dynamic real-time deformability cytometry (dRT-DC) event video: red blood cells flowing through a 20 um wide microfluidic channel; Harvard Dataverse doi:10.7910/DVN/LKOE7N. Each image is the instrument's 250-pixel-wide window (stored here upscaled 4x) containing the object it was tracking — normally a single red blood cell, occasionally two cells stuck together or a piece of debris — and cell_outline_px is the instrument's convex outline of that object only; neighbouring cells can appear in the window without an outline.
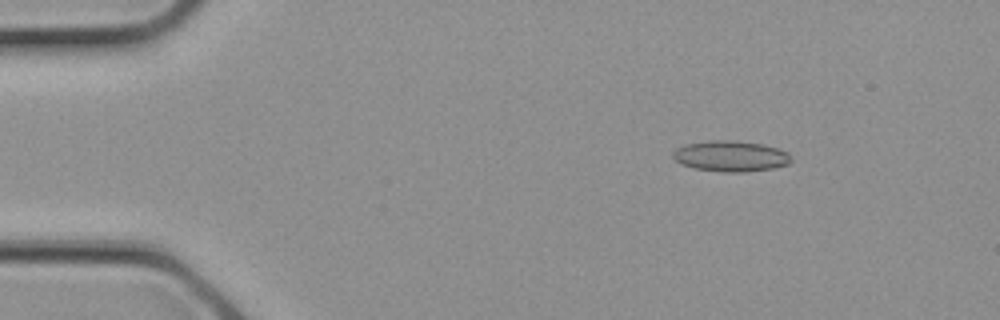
{"species": "common noctule bat (a hibernating species)", "species_latin": "Nyctalus noctula", "temperature_condition": "cold", "stored_images_in_passage": 9, "camera_frame_rate_fps": 3000, "um_per_image_px": 0.085, "animal": {"sex": "female", "body_mass_g": 21.9}, "frame": {"image": 1, "passage_image": 1, "time_ms": 0.0, "image_size_px": [1000, 320], "cell_outline_px": [[792, 160], [788, 164], [772, 168], [744, 172], [720, 172], [692, 168], [680, 164], [672, 156], [672, 152], [676, 148], [684, 144], [712, 140], [736, 140], [764, 144], [788, 152]], "centroid_in_image_um": [62.08, 13.27], "position_along_channel_um": 22.9, "area_um2": 21.44}}
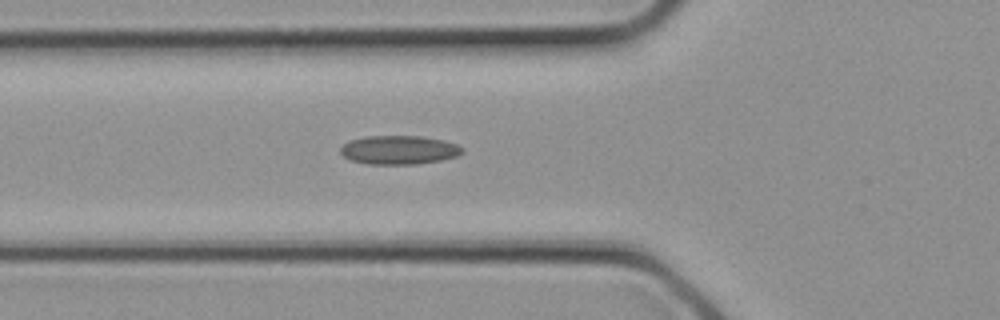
{"frame": {"image": 2, "passage_image": 7, "time_ms": 2.0, "image_size_px": [1000, 320], "cell_outline_px": [[464, 152], [456, 156], [440, 160], [416, 164], [368, 164], [352, 160], [344, 156], [340, 152], [340, 148], [348, 140], [364, 136], [420, 136], [444, 140], [456, 144], [464, 148]], "centroid_in_image_um": [33.91, 12.73], "position_along_channel_um": 91.9, "area_um2": 20.46}}
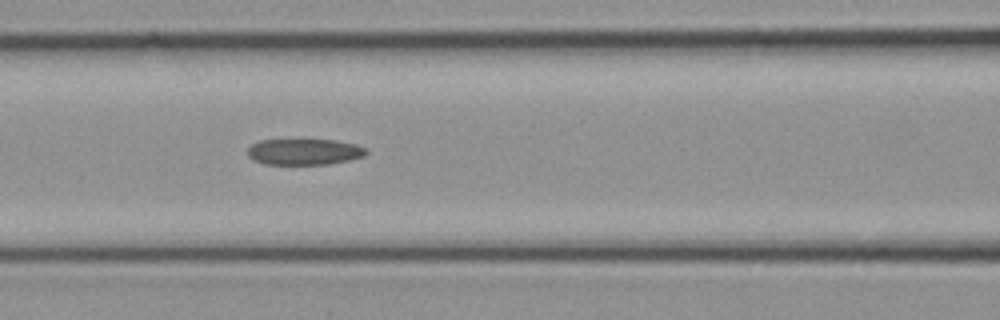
{"frame": {"image": 3, "passage_image": 9, "time_ms": 2.667, "image_size_px": [1000, 320], "cell_outline_px": [[368, 152], [364, 156], [348, 160], [328, 164], [264, 164], [252, 160], [248, 156], [248, 148], [252, 144], [260, 140], [336, 140], [356, 144], [364, 148]], "centroid_in_image_um": [25.84, 12.9], "position_along_channel_um": 140.8, "area_um2": 17.98}}